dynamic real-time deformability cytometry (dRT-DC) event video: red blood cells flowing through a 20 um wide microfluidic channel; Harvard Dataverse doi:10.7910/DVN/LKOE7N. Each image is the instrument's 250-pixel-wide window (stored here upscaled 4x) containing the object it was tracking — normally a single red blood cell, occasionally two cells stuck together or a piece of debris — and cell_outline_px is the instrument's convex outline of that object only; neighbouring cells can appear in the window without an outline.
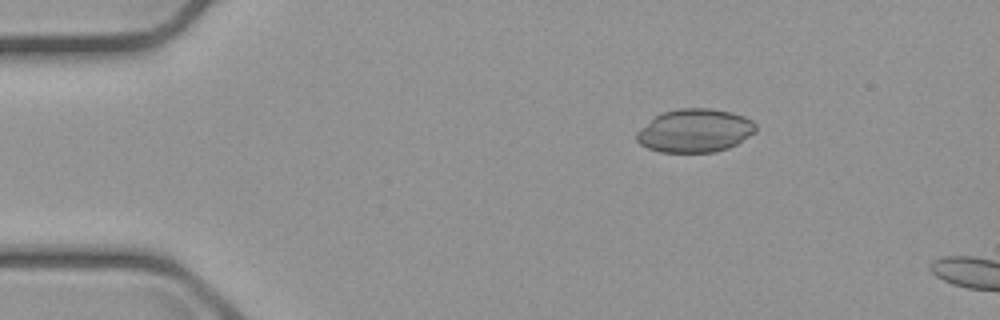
{"species": "common noctule bat (a hibernating species)", "species_latin": "Nyctalus noctula", "temperature_condition": "cold", "stored_images_in_passage": 3, "camera_frame_rate_fps": 3000, "um_per_image_px": 0.085, "animal": {"sex": "male", "body_mass_g": 23.1, "forearm_length_mm": 52.7}, "frame": {"image": 1, "passage_image": 2, "time_ms": 1.0, "image_size_px": [1000, 320], "cell_outline_px": [[756, 132], [736, 144], [728, 148], [716, 152], [660, 152], [648, 148], [640, 144], [636, 140], [636, 132], [640, 128], [656, 116], [664, 112], [680, 108], [708, 108], [732, 112], [744, 116], [752, 120], [756, 124]], "centroid_in_image_um": [59.08, 11.11], "position_along_channel_um": 25.9, "area_um2": 30.11}}